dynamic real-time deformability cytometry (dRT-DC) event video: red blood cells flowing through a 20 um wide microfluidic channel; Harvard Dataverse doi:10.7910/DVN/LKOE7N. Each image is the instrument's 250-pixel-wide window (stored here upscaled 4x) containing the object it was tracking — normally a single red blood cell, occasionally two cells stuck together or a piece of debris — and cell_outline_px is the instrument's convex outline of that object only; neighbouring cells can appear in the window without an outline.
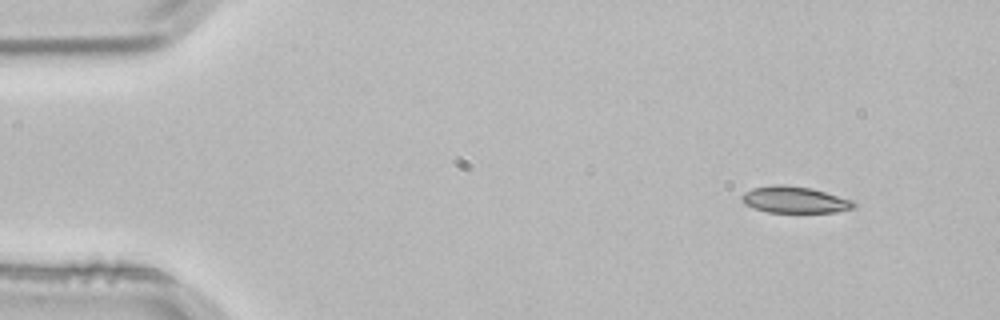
{"species": "common noctule bat (a hibernating species)", "species_latin": "Nyctalus noctula", "temperature_condition": "room temperature", "stored_images_in_passage": 3, "camera_frame_rate_fps": 3000, "um_per_image_px": 0.085, "animal": {"sex": "male", "body_mass_g": 21.5, "forearm_length_mm": 52.0}, "frame": {"image": 1, "passage_image": 1, "time_ms": 0.0, "image_size_px": [1000, 320], "cell_outline_px": [[856, 204], [852, 208], [836, 212], [768, 212], [744, 204], [740, 200], [740, 196], [744, 192], [752, 188], [772, 184], [784, 184], [812, 188], [852, 200]], "centroid_in_image_um": [67.49, 16.96], "position_along_channel_um": 17.5, "area_um2": 17.34}}
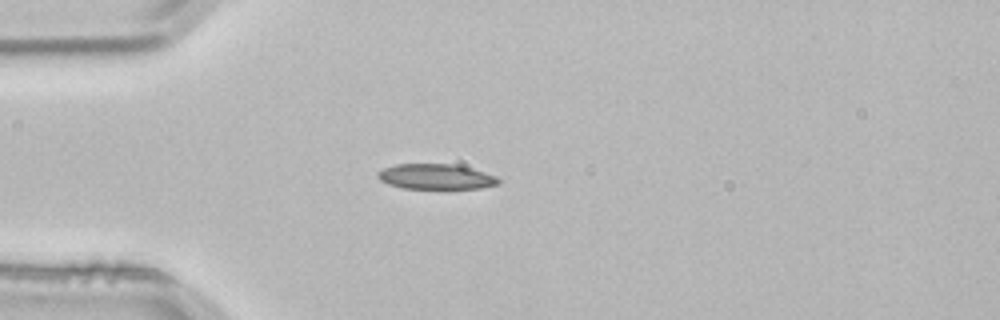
{"frame": {"image": 2, "passage_image": 3, "time_ms": 0.667, "image_size_px": [1000, 320], "cell_outline_px": [[500, 184], [480, 188], [404, 188], [388, 184], [380, 180], [376, 172], [384, 168], [396, 164], [456, 164], [484, 172], [496, 176], [500, 180]], "centroid_in_image_um": [37.06, 15.01], "position_along_channel_um": 47.9, "area_um2": 17.69}}